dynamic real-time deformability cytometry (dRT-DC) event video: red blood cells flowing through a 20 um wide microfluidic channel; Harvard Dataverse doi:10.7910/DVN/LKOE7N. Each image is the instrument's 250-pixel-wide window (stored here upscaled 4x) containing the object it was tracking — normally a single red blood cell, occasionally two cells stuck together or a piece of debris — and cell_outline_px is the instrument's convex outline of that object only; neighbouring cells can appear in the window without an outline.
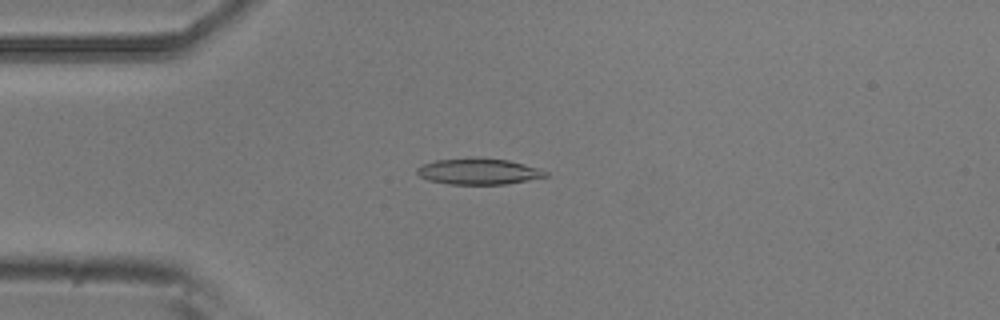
{"species": "common noctule bat (a hibernating species)", "species_latin": "Nyctalus noctula", "temperature_condition": "room temperature", "stored_images_in_passage": 55, "camera_frame_rate_fps": 3000, "um_per_image_px": 0.085, "animal": {"sex": "male", "body_mass_g": 20.5, "forearm_length_mm": 52.5}, "frame": {"image": 1, "passage_image": 14, "time_ms": 4.333, "image_size_px": [1000, 320], "cell_outline_px": [[548, 176], [508, 184], [448, 184], [428, 180], [420, 176], [416, 172], [416, 168], [424, 164], [436, 160], [472, 156], [480, 156], [508, 160], [540, 168], [548, 172]], "centroid_in_image_um": [40.68, 14.55], "position_along_channel_um": 44.3, "area_um2": 19.94}}
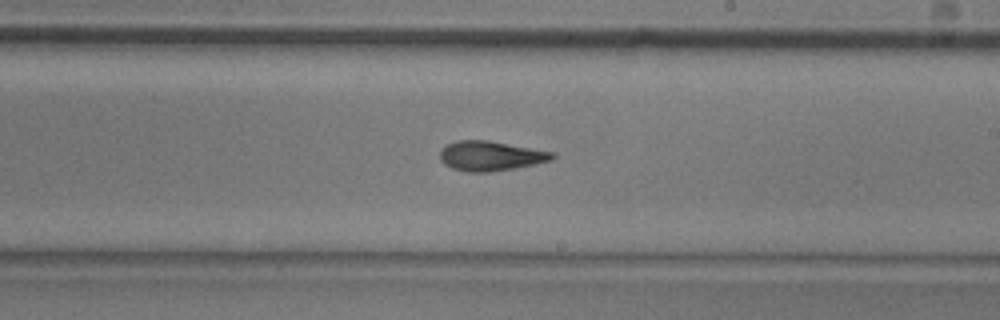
{"frame": {"image": 2, "passage_image": 32, "time_ms": 10.333, "image_size_px": [1000, 320], "cell_outline_px": [[556, 156], [552, 160], [512, 168], [488, 172], [468, 172], [452, 168], [444, 164], [440, 160], [440, 148], [456, 140], [488, 140], [556, 152]], "centroid_in_image_um": [41.69, 13.24], "position_along_channel_um": 247.3, "area_um2": 19.48}}
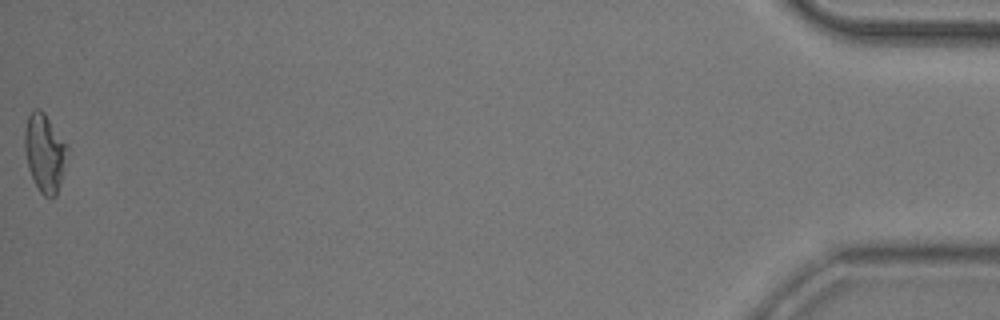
{"frame": {"image": 3, "passage_image": 55, "time_ms": 18.0, "image_size_px": [1000, 320], "cell_outline_px": [[68, 148], [64, 172], [56, 196], [52, 200], [44, 196], [40, 192], [28, 168], [24, 148], [24, 132], [28, 116], [32, 108], [40, 108], [44, 112], [68, 144]], "centroid_in_image_um": [3.81, 12.98], "position_along_channel_um": 431.4, "area_um2": 19.77}, "authors_computed_cell_mechanics": {"area_um2": 19.1318, "velocity_mm_per_s": 3.6996, "shape_relaxation_time_tau1_ms": 6.3124, "shape_relaxation_time_tau2_ms": 3.5028, "deformation_change_tau1": 0.1842, "deformation_change_tau2": 0.1263}}